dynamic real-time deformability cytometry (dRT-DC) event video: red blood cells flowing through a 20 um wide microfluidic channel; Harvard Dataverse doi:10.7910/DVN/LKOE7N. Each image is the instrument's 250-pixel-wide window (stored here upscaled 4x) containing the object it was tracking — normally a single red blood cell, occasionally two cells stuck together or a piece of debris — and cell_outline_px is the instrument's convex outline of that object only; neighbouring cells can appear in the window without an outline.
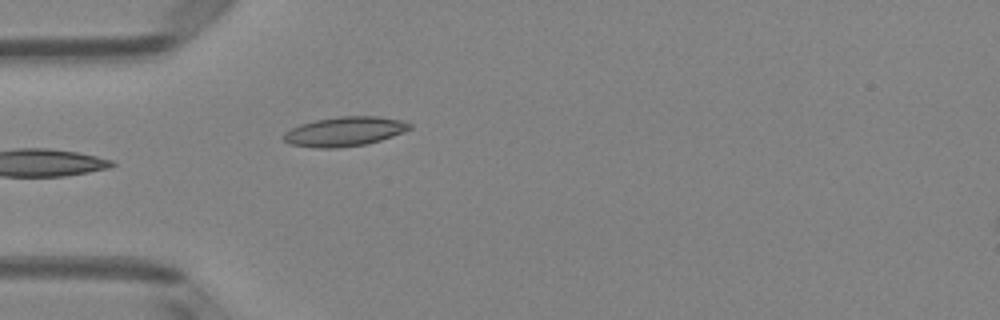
{"species": "Egyptian fruit bat (a non-hibernating species)", "species_latin": "Rousettus aegyptiacus", "temperature_condition": "room temperature", "stored_images_in_passage": 32, "camera_frame_rate_fps": 3000, "um_per_image_px": 0.085, "animal": {"sex": "female"}, "frame": {"image": 1, "passage_image": 1, "time_ms": 0.0, "image_size_px": [1000, 320], "cell_outline_px": [[412, 128], [404, 132], [380, 140], [364, 144], [336, 148], [316, 148], [292, 144], [284, 140], [284, 132], [300, 124], [316, 120], [340, 116], [376, 116], [400, 120], [412, 124]], "centroid_in_image_um": [29.3, 11.17], "position_along_channel_um": 55.7, "area_um2": 21.39}}
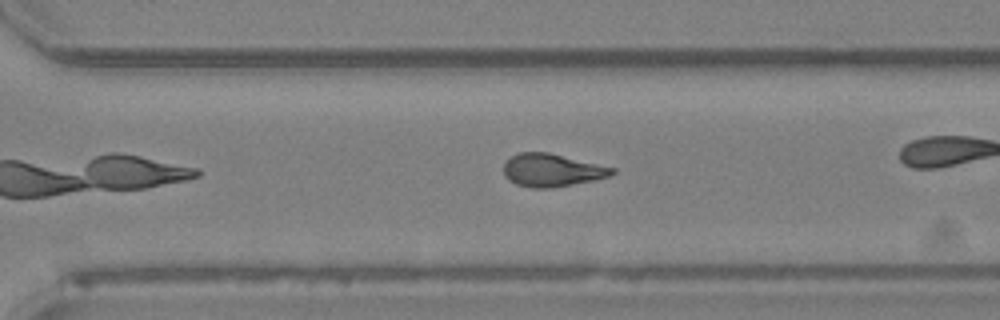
{"frame": {"image": 2, "passage_image": 19, "time_ms": 6.0, "image_size_px": [1000, 320], "cell_outline_px": [[616, 172], [608, 176], [592, 180], [572, 184], [548, 188], [532, 188], [516, 184], [508, 180], [504, 176], [504, 164], [512, 156], [520, 152], [548, 152], [616, 168]], "centroid_in_image_um": [46.9, 14.46], "position_along_channel_um": 323.7, "area_um2": 20.58}, "authors_computed_cell_mechanics": {"area_um2": 20.6346, "velocity_mm_per_s": 4.0269, "shape_relaxation_time_tau1_ms": null, "shape_relaxation_time_tau2_ms": 2.8582, "deformation_change_tau1": null, "deformation_change_tau2": 0.0819}}